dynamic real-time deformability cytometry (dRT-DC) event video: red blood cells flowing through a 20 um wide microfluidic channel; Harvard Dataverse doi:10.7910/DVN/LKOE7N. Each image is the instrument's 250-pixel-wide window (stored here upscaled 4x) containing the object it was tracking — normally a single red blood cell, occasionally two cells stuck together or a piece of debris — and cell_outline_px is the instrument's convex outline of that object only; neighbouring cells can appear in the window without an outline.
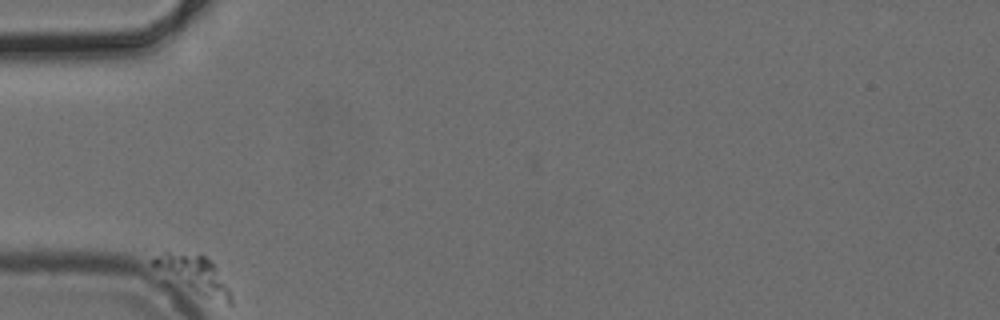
{"species": "common noctule bat (a hibernating species)", "species_latin": "Nyctalus noctula", "temperature_condition": "cold", "stored_images_in_passage": 4, "camera_frame_rate_fps": 3000, "um_per_image_px": 0.085, "animal": {"sex": "female", "body_mass_g": 24.6, "forearm_length_mm": 56.2}, "frame": {"image": 1, "passage_image": 1, "time_ms": 0.0, "image_size_px": [1000, 320], "cell_outline_px": [[232, 304], [228, 304], [204, 296], [196, 292], [156, 268], [152, 264], [152, 260], [164, 248], [168, 248], [200, 252], [212, 260], [228, 288], [232, 296]], "centroid_in_image_um": [16.47, 23.19], "position_along_channel_um": 68.5, "area_um2": 17.11}}
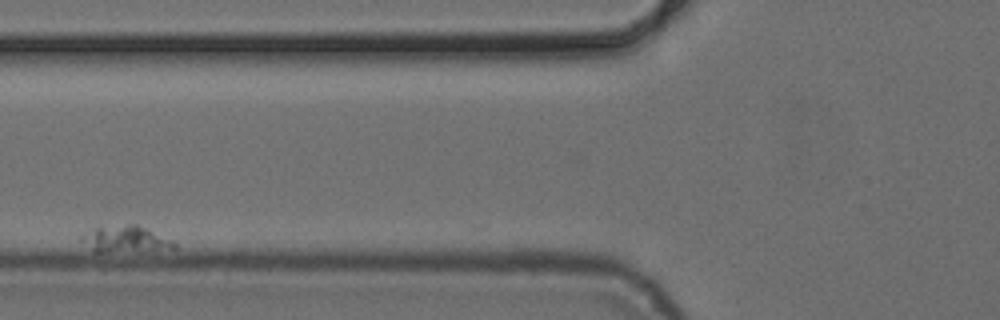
{"frame": {"image": 2, "passage_image": 3, "time_ms": 2.333, "image_size_px": [1000, 320], "cell_outline_px": [[176, 248], [108, 252], [92, 252], [80, 236], [96, 228], [128, 224], [136, 224], [148, 228], [172, 240], [176, 244]], "centroid_in_image_um": [10.68, 20.33], "position_along_channel_um": 115.1, "area_um2": 13.93}}